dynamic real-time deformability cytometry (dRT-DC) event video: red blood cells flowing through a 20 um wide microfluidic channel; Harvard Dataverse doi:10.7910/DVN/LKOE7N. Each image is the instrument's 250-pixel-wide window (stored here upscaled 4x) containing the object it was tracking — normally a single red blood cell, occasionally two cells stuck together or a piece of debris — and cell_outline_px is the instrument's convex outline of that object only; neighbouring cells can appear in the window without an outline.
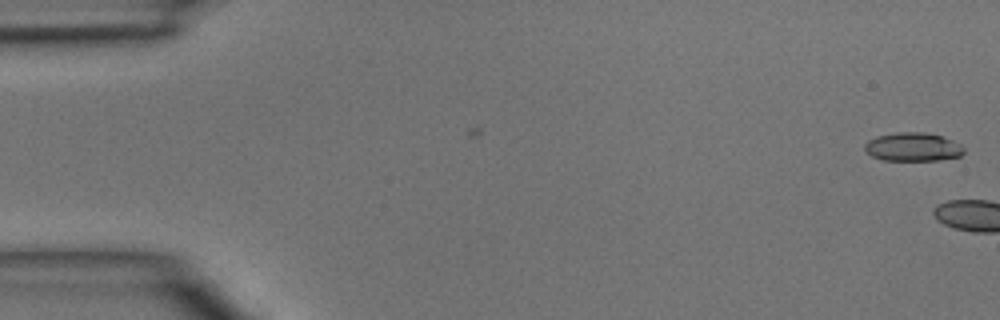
{"species": "common noctule bat (a hibernating species)", "species_latin": "Nyctalus noctula", "temperature_condition": "room temperature", "stored_images_in_passage": 4, "camera_frame_rate_fps": 3000, "um_per_image_px": 0.085, "animal": {"sex": "male", "body_mass_g": 15.6}, "frame": {"image": 1, "passage_image": 4, "time_ms": 1.0, "image_size_px": [1000, 320], "cell_outline_px": [[964, 152], [960, 156], [940, 160], [884, 160], [872, 156], [864, 148], [864, 144], [868, 140], [876, 136], [896, 132], [924, 132], [940, 136], [952, 140], [960, 144], [964, 148]], "centroid_in_image_um": [77.59, 12.48], "position_along_channel_um": 7.4, "area_um2": 16.47}}